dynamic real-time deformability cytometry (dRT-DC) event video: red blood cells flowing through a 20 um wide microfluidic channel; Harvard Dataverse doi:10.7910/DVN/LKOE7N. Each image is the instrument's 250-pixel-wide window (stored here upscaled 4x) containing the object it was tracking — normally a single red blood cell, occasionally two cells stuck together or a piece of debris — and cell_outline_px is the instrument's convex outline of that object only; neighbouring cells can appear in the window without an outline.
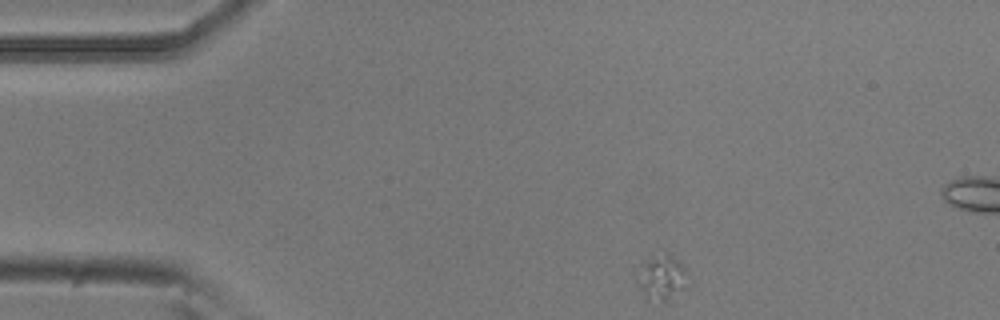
{"species": "common noctule bat (a hibernating species)", "species_latin": "Nyctalus noctula", "temperature_condition": "room temperature", "stored_images_in_passage": 48, "camera_frame_rate_fps": 3000, "um_per_image_px": 0.085, "animal": {"sex": "male", "body_mass_g": 20.5, "forearm_length_mm": 52.5}, "frame": {"image": 1, "passage_image": 1, "time_ms": 0.0, "image_size_px": [1000, 320], "cell_outline_px": [[684, 288], [664, 300], [660, 300], [644, 296], [636, 280], [636, 276], [640, 264], [652, 256], [668, 256], [676, 260], [684, 268]], "centroid_in_image_um": [56.14, 23.58], "position_along_channel_um": 28.9, "area_um2": 12.14}}
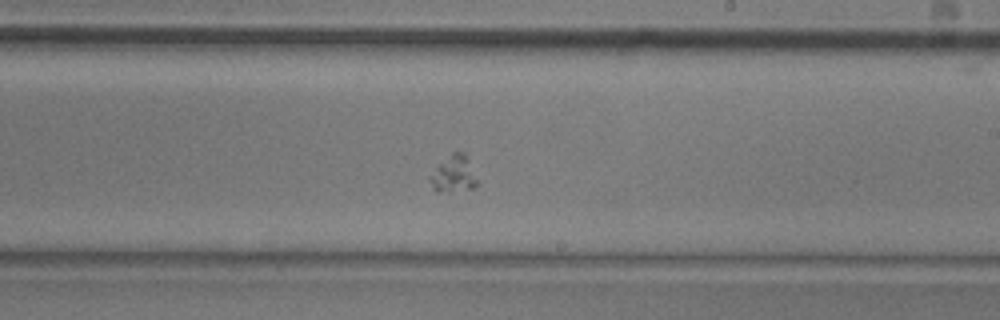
{"frame": {"image": 2, "passage_image": 24, "time_ms": 7.667, "image_size_px": [1000, 320], "cell_outline_px": [[480, 184], [472, 188], [448, 192], [436, 192], [432, 188], [428, 180], [428, 176], [452, 152], [464, 152]], "centroid_in_image_um": [38.55, 14.83], "position_along_channel_um": 250.5, "area_um2": 10.12}}
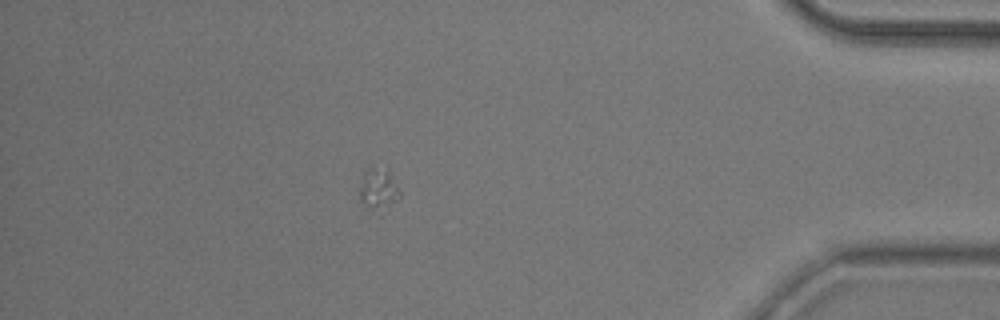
{"frame": {"image": 3, "passage_image": 40, "time_ms": 13.0, "image_size_px": [1000, 320], "cell_outline_px": [[400, 192], [396, 200], [380, 216], [372, 212], [360, 204], [360, 188], [364, 172], [372, 164], [388, 168]], "centroid_in_image_um": [32.14, 16.12], "position_along_channel_um": 403.1, "area_um2": 10.4}}